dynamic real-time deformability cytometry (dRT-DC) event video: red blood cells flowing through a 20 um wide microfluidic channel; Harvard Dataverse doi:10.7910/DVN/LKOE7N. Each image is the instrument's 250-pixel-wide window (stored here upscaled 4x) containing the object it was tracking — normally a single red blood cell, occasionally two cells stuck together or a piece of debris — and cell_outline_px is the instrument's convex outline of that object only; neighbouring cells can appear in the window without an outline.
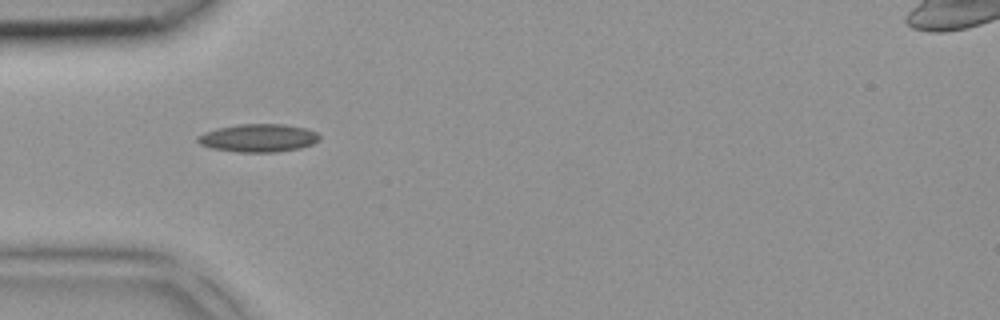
{"species": "common noctule bat (a hibernating species)", "species_latin": "Nyctalus noctula", "temperature_condition": "room temperature", "stored_images_in_passage": 1, "camera_frame_rate_fps": 3000, "um_per_image_px": 0.085, "animal": {"sex": "female", "body_mass_g": 18.4}, "frame": {"image": 1, "passage_image": 1, "time_ms": 0.0, "image_size_px": [1000, 320], "cell_outline_px": [[320, 140], [312, 144], [300, 148], [276, 152], [236, 152], [212, 148], [200, 144], [196, 140], [196, 136], [204, 132], [216, 128], [240, 124], [284, 124], [304, 128], [316, 132], [320, 136]], "centroid_in_image_um": [21.94, 11.73], "position_along_channel_um": 63.1, "area_um2": 19.94}}